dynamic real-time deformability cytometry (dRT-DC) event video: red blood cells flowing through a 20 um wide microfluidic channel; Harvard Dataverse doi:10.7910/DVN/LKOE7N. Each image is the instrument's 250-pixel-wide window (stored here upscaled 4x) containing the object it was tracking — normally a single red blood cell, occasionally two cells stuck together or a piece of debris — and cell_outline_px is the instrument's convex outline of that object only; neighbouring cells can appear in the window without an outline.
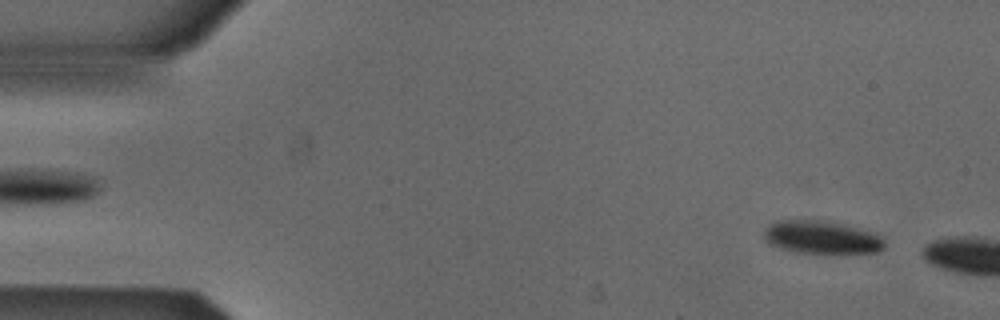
{"species": "Egyptian fruit bat (a non-hibernating species)", "species_latin": "Rousettus aegyptiacus", "temperature_condition": "cold", "stored_images_in_passage": 13, "camera_frame_rate_fps": 3000, "um_per_image_px": 0.085, "animal": {"sex": "male"}, "frame": {"image": 1, "passage_image": 4, "time_ms": 1.0, "image_size_px": [1000, 320], "cell_outline_px": [[884, 248], [880, 252], [840, 256], [824, 256], [796, 252], [780, 248], [768, 244], [764, 240], [764, 228], [776, 220], [824, 220], [840, 224], [868, 232], [880, 236], [884, 240]], "centroid_in_image_um": [69.83, 20.25], "position_along_channel_um": 15.2, "area_um2": 24.16}}